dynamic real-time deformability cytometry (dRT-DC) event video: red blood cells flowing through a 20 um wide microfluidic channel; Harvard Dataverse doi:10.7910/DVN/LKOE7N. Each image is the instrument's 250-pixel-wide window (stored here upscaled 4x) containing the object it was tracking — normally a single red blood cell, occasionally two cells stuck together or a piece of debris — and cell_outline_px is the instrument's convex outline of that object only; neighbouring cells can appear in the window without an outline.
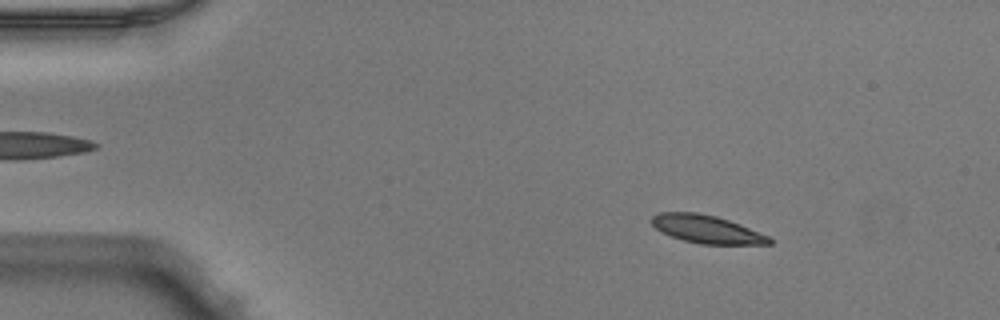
{"species": "Egyptian fruit bat (a non-hibernating species)", "species_latin": "Rousettus aegyptiacus", "temperature_condition": "warm", "stored_images_in_passage": 26, "camera_frame_rate_fps": 3000, "um_per_image_px": 0.085, "animal": {"sex": "male"}, "frame": {"image": 1, "passage_image": 7, "time_ms": 2.0, "image_size_px": [1000, 320], "cell_outline_px": [[772, 244], [700, 244], [684, 240], [660, 232], [652, 224], [652, 216], [660, 212], [696, 212], [716, 216], [728, 220], [768, 236], [772, 240]], "centroid_in_image_um": [60.03, 19.48], "position_along_channel_um": 25.0, "area_um2": 18.9}}